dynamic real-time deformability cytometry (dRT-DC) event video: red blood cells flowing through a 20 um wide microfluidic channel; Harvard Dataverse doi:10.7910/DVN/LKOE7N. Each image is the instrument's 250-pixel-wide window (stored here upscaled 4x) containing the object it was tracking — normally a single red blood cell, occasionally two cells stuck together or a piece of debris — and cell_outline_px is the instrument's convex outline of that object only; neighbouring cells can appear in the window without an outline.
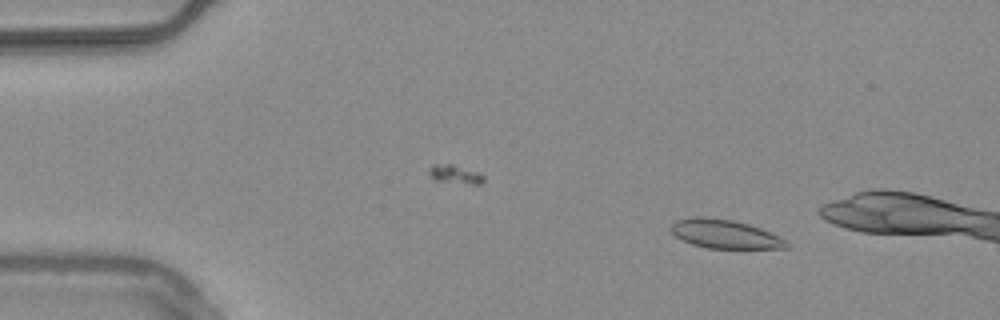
{"species": "common noctule bat (a hibernating species)", "species_latin": "Nyctalus noctula", "temperature_condition": "warm", "stored_images_in_passage": 50, "camera_frame_rate_fps": 3000, "um_per_image_px": 0.085, "animal": {"sex": "male", "body_mass_g": 20.4}, "frame": {"image": 1, "passage_image": 7, "time_ms": 2.0, "image_size_px": [1000, 320], "cell_outline_px": [[788, 248], [708, 248], [692, 244], [676, 236], [668, 228], [676, 220], [696, 216], [700, 216], [732, 220], [748, 224], [760, 228], [788, 240]], "centroid_in_image_um": [61.61, 19.89], "position_along_channel_um": 23.4, "area_um2": 19.25}}
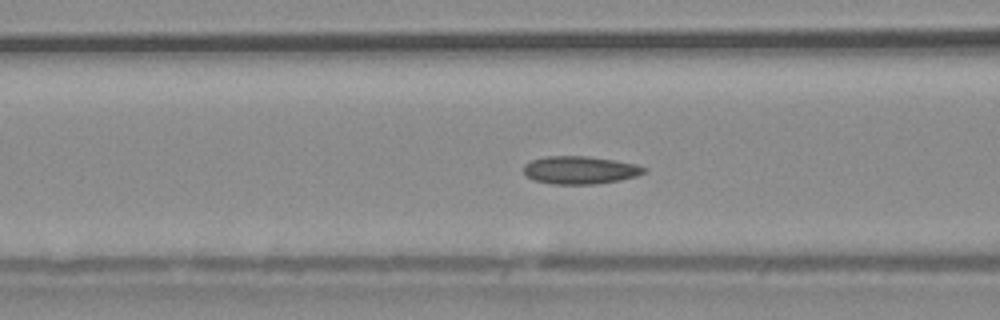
{"frame": {"image": 2, "passage_image": 21, "time_ms": 6.667, "image_size_px": [1000, 320], "cell_outline_px": [[648, 172], [636, 176], [620, 180], [596, 184], [552, 184], [536, 180], [528, 176], [524, 172], [524, 164], [532, 160], [544, 156], [588, 156], [636, 164], [648, 168]], "centroid_in_image_um": [49.34, 14.45], "position_along_channel_um": 117.3, "area_um2": 19.54}}
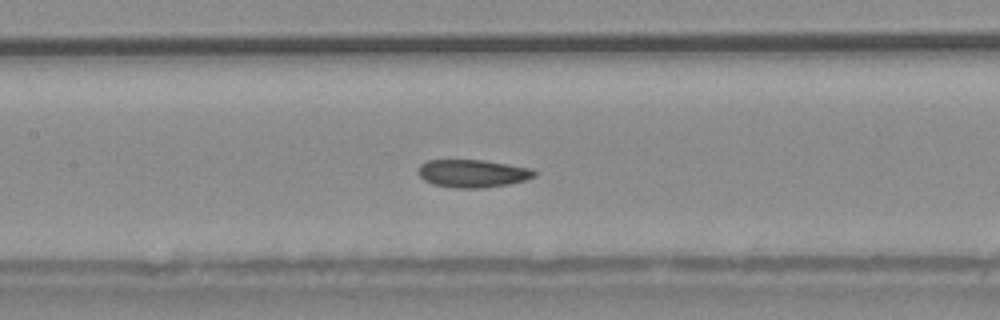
{"frame": {"image": 3, "passage_image": 25, "time_ms": 8.0, "image_size_px": [1000, 320], "cell_outline_px": [[536, 176], [524, 180], [508, 184], [484, 188], [456, 188], [432, 184], [424, 180], [420, 176], [420, 164], [428, 160], [484, 160], [528, 168], [536, 172]], "centroid_in_image_um": [40.16, 14.75], "position_along_channel_um": 167.2, "area_um2": 18.61}, "authors_computed_cell_mechanics": {"area_um2": 18.9873, "velocity_mm_per_s": 3.7359, "shape_relaxation_time_tau1_ms": 9.3146, "shape_relaxation_time_tau2_ms": 2.7372, "deformation_change_tau1": 0.1664, "deformation_change_tau2": 0.0865}}